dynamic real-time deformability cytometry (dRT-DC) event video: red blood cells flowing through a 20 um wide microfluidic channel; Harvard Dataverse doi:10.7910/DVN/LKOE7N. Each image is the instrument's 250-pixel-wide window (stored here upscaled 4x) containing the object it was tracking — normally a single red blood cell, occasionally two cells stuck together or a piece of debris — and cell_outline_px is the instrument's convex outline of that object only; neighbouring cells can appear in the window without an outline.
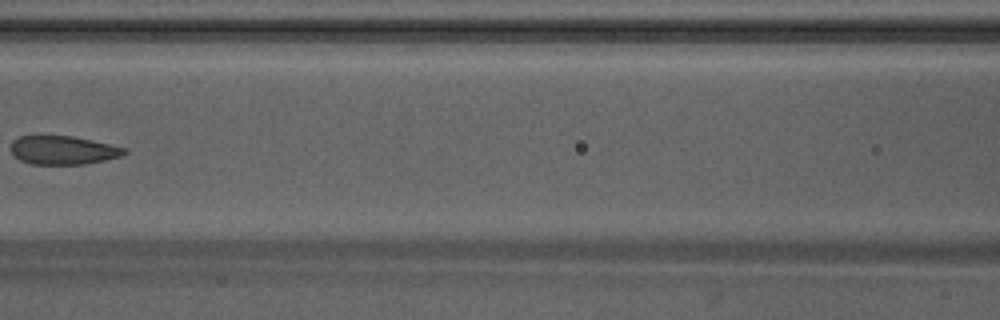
{"species": "Egyptian fruit bat (a non-hibernating species)", "species_latin": "Rousettus aegyptiacus", "temperature_condition": "warm", "stored_images_in_passage": 5, "camera_frame_rate_fps": 3000, "um_per_image_px": 0.085, "animal": {"sex": "male"}, "frame": {"image": 1, "passage_image": 5, "time_ms": 1.333, "image_size_px": [1000, 320], "cell_outline_px": [[128, 152], [120, 156], [104, 160], [84, 164], [32, 164], [20, 160], [12, 152], [12, 140], [20, 136], [72, 136], [108, 144], [124, 148]], "centroid_in_image_um": [5.34, 12.77], "position_along_channel_um": 161.3, "area_um2": 18.55}}